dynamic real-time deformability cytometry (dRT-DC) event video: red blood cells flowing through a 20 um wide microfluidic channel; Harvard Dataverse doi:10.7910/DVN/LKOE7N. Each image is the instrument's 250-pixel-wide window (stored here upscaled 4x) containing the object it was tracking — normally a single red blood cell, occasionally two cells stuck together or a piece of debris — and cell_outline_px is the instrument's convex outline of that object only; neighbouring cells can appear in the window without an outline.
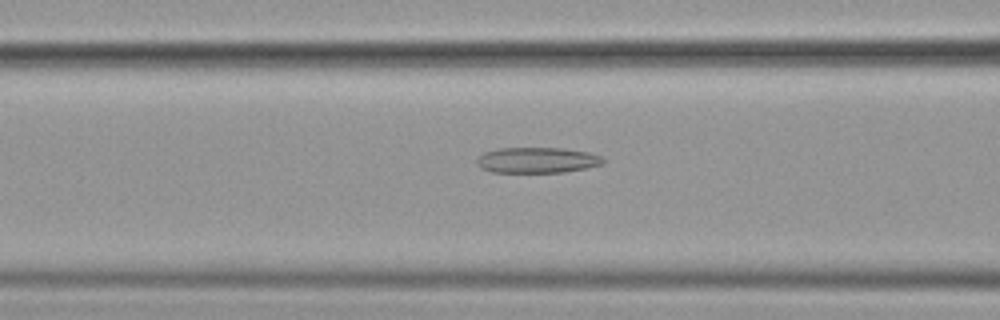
{"species": "common noctule bat (a hibernating species)", "species_latin": "Nyctalus noctula", "temperature_condition": "cold", "stored_images_in_passage": 56, "camera_frame_rate_fps": 3000, "um_per_image_px": 0.085, "animal": {"sex": "female", "body_mass_g": 19.9}, "frame": {"image": 1, "passage_image": 23, "time_ms": 7.333, "image_size_px": [1000, 320], "cell_outline_px": [[604, 164], [564, 172], [492, 172], [480, 168], [476, 164], [476, 160], [484, 152], [500, 148], [564, 148], [588, 152], [600, 156], [604, 160]], "centroid_in_image_um": [45.64, 13.61], "position_along_channel_um": 121.0, "area_um2": 18.84}}
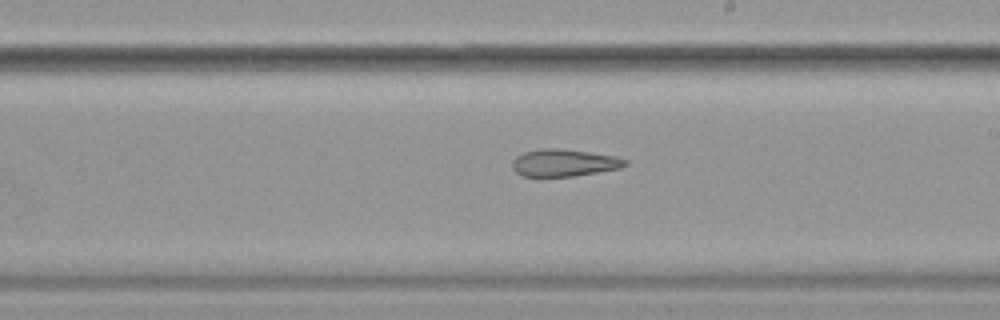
{"frame": {"image": 2, "passage_image": 33, "time_ms": 10.667, "image_size_px": [1000, 320], "cell_outline_px": [[628, 164], [620, 168], [572, 176], [524, 176], [516, 172], [512, 168], [512, 160], [516, 156], [524, 152], [544, 148], [560, 148], [616, 156], [628, 160]], "centroid_in_image_um": [47.94, 13.83], "position_along_channel_um": 241.1, "area_um2": 17.8}}
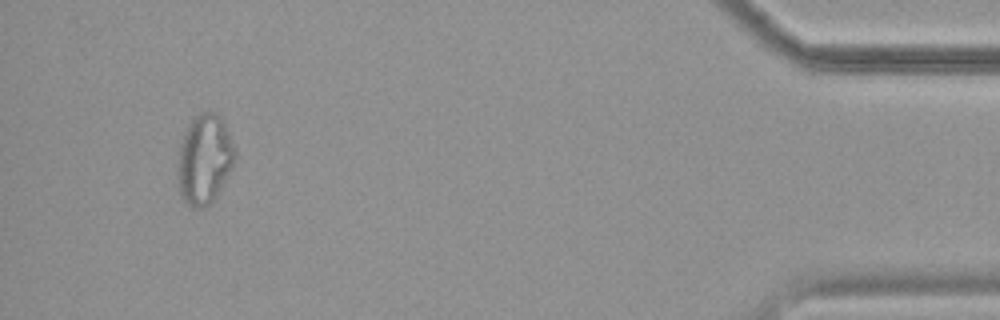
{"frame": {"image": 3, "passage_image": 53, "time_ms": 17.333, "image_size_px": [1000, 320], "cell_outline_px": [[236, 152], [232, 168], [216, 196], [208, 204], [200, 208], [192, 208], [184, 204], [180, 196], [176, 180], [180, 144], [184, 132], [192, 116], [200, 112], [216, 112], [220, 116], [228, 132]], "centroid_in_image_um": [17.33, 13.55], "position_along_channel_um": 417.9, "area_um2": 30.23}, "authors_computed_cell_mechanics": {"area_um2": 23.2934, "velocity_mm_per_s": 3.6206, "shape_relaxation_time_tau1_ms": null, "shape_relaxation_time_tau2_ms": 4.817, "deformation_change_tau1": null, "deformation_change_tau2": 0.1558}}